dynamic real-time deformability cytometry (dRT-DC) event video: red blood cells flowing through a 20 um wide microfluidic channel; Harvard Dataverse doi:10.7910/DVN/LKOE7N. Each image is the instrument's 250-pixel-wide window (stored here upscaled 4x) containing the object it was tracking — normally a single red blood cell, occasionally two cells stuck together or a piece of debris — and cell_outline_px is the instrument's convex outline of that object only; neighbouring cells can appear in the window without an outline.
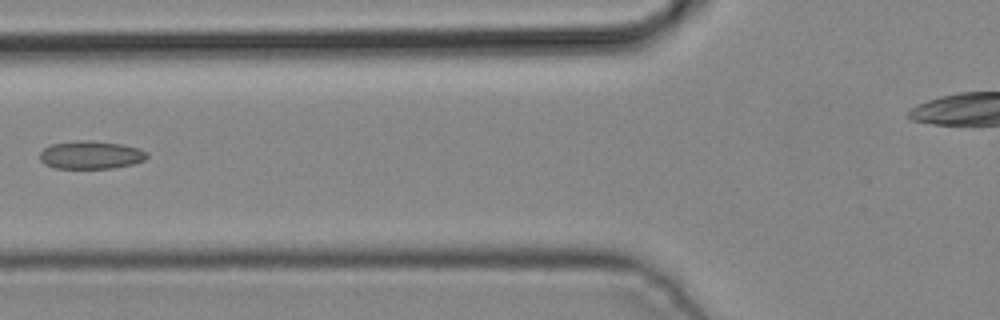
{"species": "common noctule bat (a hibernating species)", "species_latin": "Nyctalus noctula", "temperature_condition": "cold", "stored_images_in_passage": 7, "segment_of_instrument_passage": [1, 2], "camera_frame_rate_fps": 3000, "um_per_image_px": 0.085, "animal": {"sex": "male", "body_mass_g": 19.2, "forearm_length_mm": 51.8}, "frame": {"image": 1, "passage_image": 6, "time_ms": 1.667, "image_size_px": [1000, 320], "cell_outline_px": [[148, 156], [144, 160], [132, 164], [112, 168], [56, 168], [44, 164], [40, 160], [40, 152], [44, 148], [52, 144], [76, 140], [88, 140], [124, 144], [148, 152]], "centroid_in_image_um": [7.71, 13.16], "position_along_channel_um": 118.1, "area_um2": 17.51}}